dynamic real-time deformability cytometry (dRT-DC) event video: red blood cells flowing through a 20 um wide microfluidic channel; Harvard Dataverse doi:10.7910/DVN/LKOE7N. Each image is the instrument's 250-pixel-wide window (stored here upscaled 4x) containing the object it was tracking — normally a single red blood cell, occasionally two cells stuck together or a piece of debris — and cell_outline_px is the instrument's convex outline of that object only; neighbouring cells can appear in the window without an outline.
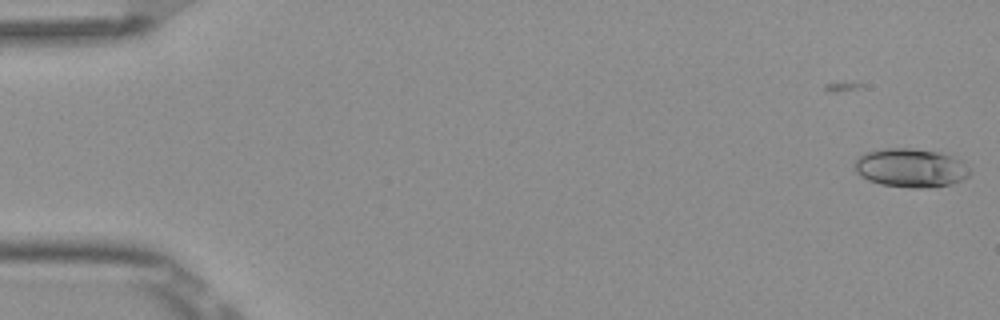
{"species": "Egyptian fruit bat (a non-hibernating species)", "species_latin": "Rousettus aegyptiacus", "temperature_condition": "room temperature", "stored_images_in_passage": 2, "camera_frame_rate_fps": 3000, "um_per_image_px": 0.085, "frame": {"image": 1, "passage_image": 2, "time_ms": 0.333, "image_size_px": [1000, 320], "cell_outline_px": [[972, 172], [968, 176], [960, 180], [948, 184], [920, 188], [912, 188], [880, 184], [868, 180], [860, 176], [856, 172], [856, 160], [860, 156], [868, 152], [884, 148], [908, 148], [936, 152], [952, 156], [968, 168]], "centroid_in_image_um": [77.37, 14.27], "position_along_channel_um": 7.6, "area_um2": 25.43}}